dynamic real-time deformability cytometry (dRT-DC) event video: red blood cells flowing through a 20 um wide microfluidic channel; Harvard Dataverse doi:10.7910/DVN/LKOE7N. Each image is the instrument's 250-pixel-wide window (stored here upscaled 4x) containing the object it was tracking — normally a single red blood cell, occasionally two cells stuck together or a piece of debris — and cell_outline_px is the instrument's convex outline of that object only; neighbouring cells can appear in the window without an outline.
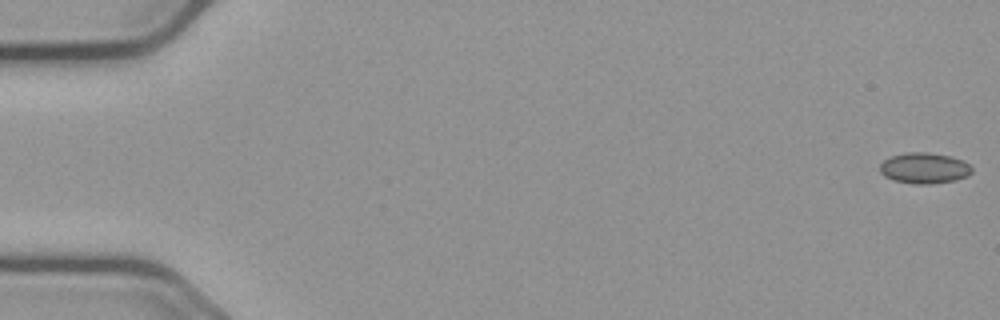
{"species": "common noctule bat (a hibernating species)", "species_latin": "Nyctalus noctula", "temperature_condition": "cold", "stored_images_in_passage": 36, "camera_frame_rate_fps": 3000, "um_per_image_px": 0.085, "animal": {"sex": "male", "body_mass_g": 23.1, "forearm_length_mm": 52.7}, "frame": {"image": 1, "passage_image": 1, "time_ms": 0.0, "image_size_px": [1000, 320], "cell_outline_px": [[972, 172], [968, 176], [956, 180], [928, 184], [916, 184], [892, 180], [884, 176], [880, 172], [880, 164], [884, 160], [892, 156], [904, 152], [928, 152], [952, 156], [968, 164], [972, 168]], "centroid_in_image_um": [78.55, 14.29], "position_along_channel_um": 6.4, "area_um2": 16.59}}
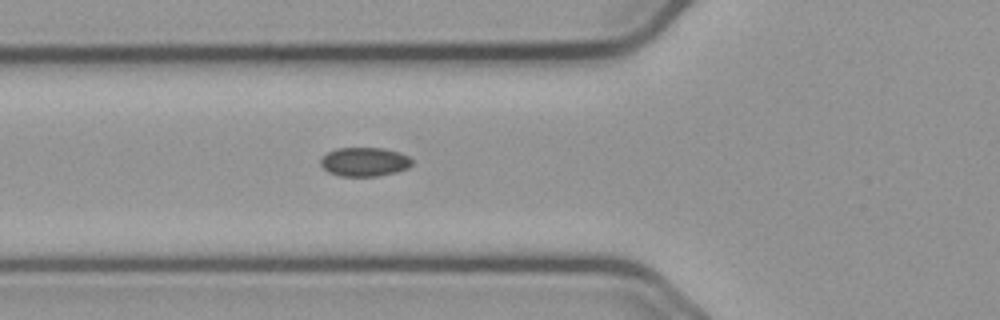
{"frame": {"image": 2, "passage_image": 21, "time_ms": 6.667, "image_size_px": [1000, 320], "cell_outline_px": [[412, 164], [408, 168], [396, 172], [376, 176], [340, 176], [328, 172], [320, 164], [320, 160], [328, 152], [336, 148], [384, 148], [400, 152], [408, 156], [412, 160]], "centroid_in_image_um": [30.99, 13.75], "position_along_channel_um": 94.8, "area_um2": 15.43}}
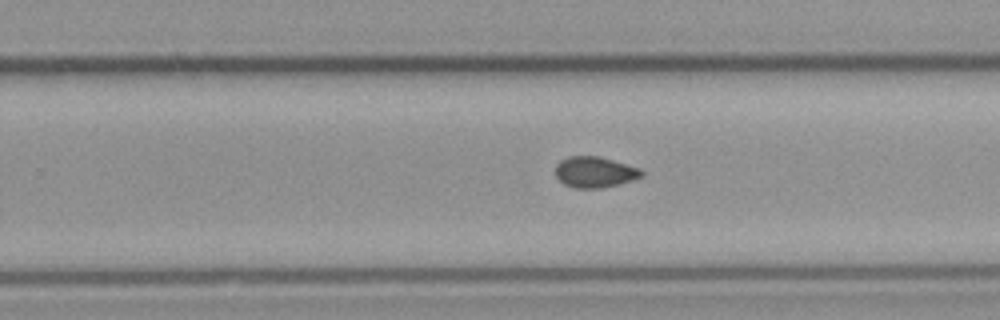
{"frame": {"image": 3, "passage_image": 36, "time_ms": 11.667, "image_size_px": [1000, 320], "cell_outline_px": [[644, 172], [640, 176], [632, 180], [600, 188], [572, 188], [564, 184], [556, 176], [556, 164], [560, 160], [568, 156], [600, 156], [640, 168]], "centroid_in_image_um": [50.52, 14.61], "position_along_channel_um": 279.3, "area_um2": 15.43}}